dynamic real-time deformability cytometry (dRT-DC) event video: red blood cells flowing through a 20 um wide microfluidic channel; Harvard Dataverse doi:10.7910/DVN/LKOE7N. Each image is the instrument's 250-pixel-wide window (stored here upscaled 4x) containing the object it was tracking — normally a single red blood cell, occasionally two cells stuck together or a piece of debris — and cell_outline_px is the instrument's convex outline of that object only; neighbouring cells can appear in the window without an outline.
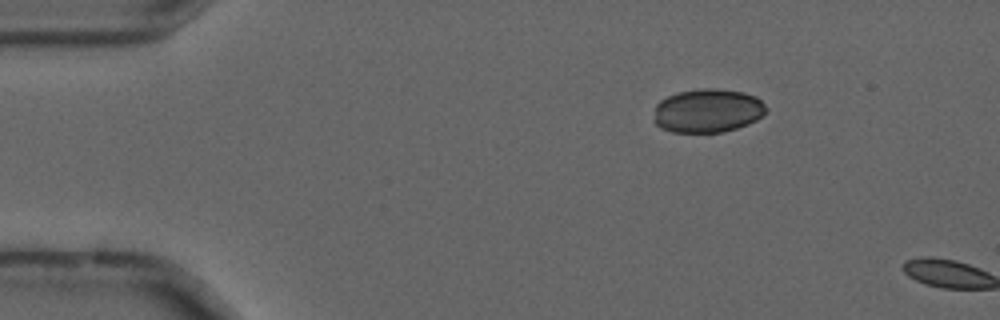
{"species": "common noctule bat (a hibernating species)", "species_latin": "Nyctalus noctula", "temperature_condition": "cold", "stored_images_in_passage": 5, "camera_frame_rate_fps": 3000, "um_per_image_px": 0.085, "animal": {"sex": "male", "forearm_length_mm": 52.5}, "frame": {"image": 1, "passage_image": 3, "time_ms": 0.667, "image_size_px": [1000, 320], "cell_outline_px": [[768, 108], [764, 116], [748, 124], [724, 132], [672, 132], [660, 128], [652, 120], [656, 104], [660, 100], [676, 92], [700, 88], [716, 88], [744, 92], [756, 96]], "centroid_in_image_um": [60.14, 9.4], "position_along_channel_um": 24.9, "area_um2": 29.07}}